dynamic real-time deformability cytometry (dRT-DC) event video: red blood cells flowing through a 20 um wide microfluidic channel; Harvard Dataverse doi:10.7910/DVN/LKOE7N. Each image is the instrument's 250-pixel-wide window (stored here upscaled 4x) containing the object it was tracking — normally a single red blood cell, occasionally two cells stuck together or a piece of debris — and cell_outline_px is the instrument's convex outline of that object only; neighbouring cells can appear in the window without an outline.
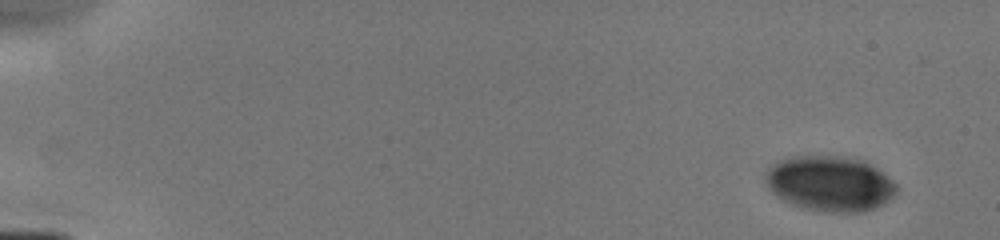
{"species": "human", "species_latin": "Homo sapiens", "temperature_condition": "cold", "stored_images_in_passage": 8, "camera_frame_rate_fps": 3000, "um_per_image_px": 0.085, "donor": {"sex": "male"}, "frame": {"image": 1, "passage_image": 1, "time_ms": 0.0, "image_size_px": [1000, 240], "cell_outline_px": [[900, 188], [896, 196], [884, 204], [860, 212], [832, 212], [804, 208], [792, 204], [776, 196], [768, 188], [764, 180], [764, 172], [768, 168], [780, 160], [792, 156], [848, 156], [864, 160], [872, 164], [884, 172]], "centroid_in_image_um": [70.57, 15.59], "position_along_channel_um": 14.4, "area_um2": 42.77}}
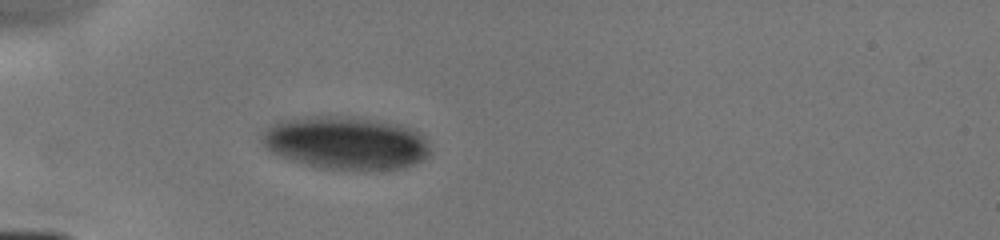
{"frame": {"image": 2, "passage_image": 6, "time_ms": 4.333, "image_size_px": [1000, 240], "cell_outline_px": [[432, 152], [428, 156], [404, 168], [320, 168], [304, 164], [280, 156], [264, 148], [260, 140], [260, 136], [268, 124], [280, 120], [316, 116], [352, 116], [400, 124], [416, 128], [428, 140]], "centroid_in_image_um": [29.39, 12.11], "position_along_channel_um": 55.6, "area_um2": 52.19}}